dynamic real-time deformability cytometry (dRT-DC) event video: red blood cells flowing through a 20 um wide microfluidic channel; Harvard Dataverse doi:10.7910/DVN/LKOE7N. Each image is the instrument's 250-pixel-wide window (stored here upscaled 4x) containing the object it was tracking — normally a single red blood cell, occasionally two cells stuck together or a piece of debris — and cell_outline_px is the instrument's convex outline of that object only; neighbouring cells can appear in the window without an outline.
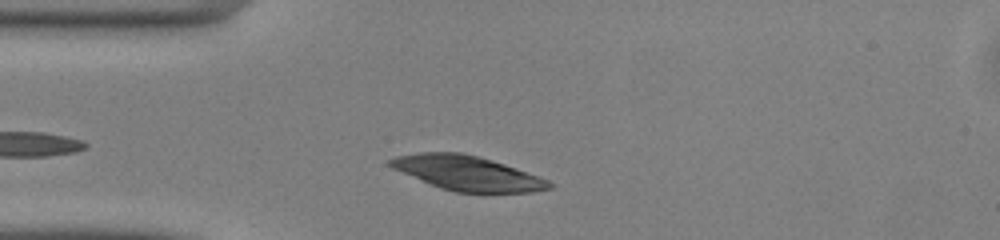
{"species": "common noctule bat (a hibernating species)", "species_latin": "Nyctalus noctula", "temperature_condition": "warm", "stored_images_in_passage": 39, "camera_frame_rate_fps": 3000, "um_per_image_px": 0.085, "animal": {"sex": "male", "body_mass_g": 13.0, "forearm_length_mm": 53.1}, "frame": {"image": 1, "passage_image": 5, "time_ms": 1.333, "image_size_px": [1000, 240], "cell_outline_px": [[556, 184], [552, 188], [532, 192], [456, 192], [440, 188], [392, 168], [388, 164], [388, 160], [396, 156], [420, 152], [460, 152], [492, 160], [516, 168], [548, 180]], "centroid_in_image_um": [39.73, 14.71], "position_along_channel_um": 45.3, "area_um2": 31.73}}